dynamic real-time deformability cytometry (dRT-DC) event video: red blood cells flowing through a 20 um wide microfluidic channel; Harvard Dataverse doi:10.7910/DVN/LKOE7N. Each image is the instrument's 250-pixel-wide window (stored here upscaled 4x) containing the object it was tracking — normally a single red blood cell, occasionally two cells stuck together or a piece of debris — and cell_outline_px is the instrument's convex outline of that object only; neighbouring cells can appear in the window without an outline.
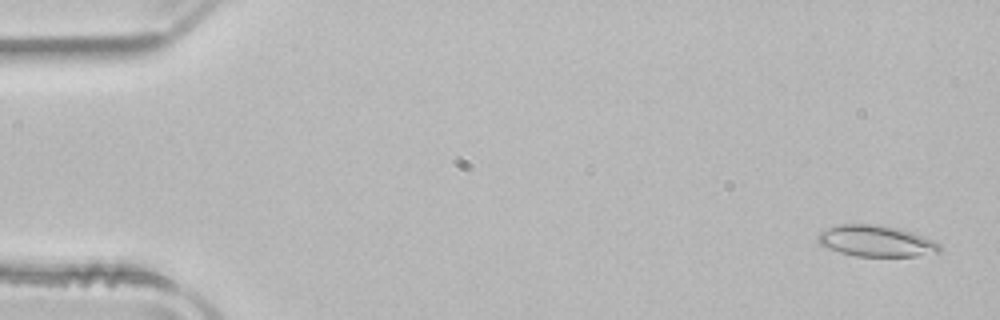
{"species": "common noctule bat (a hibernating species)", "species_latin": "Nyctalus noctula", "temperature_condition": "room temperature", "stored_images_in_passage": 52, "camera_frame_rate_fps": 3000, "um_per_image_px": 0.085, "animal": {"sex": "male", "body_mass_g": 21.5, "forearm_length_mm": 52.0}, "frame": {"image": 1, "passage_image": 2, "time_ms": 0.333, "image_size_px": [1000, 320], "cell_outline_px": [[940, 252], [916, 256], [856, 256], [840, 252], [828, 248], [820, 244], [816, 240], [816, 236], [820, 232], [836, 224], [876, 224], [900, 228], [912, 232], [932, 240], [940, 244]], "centroid_in_image_um": [74.44, 20.48], "position_along_channel_um": 10.6, "area_um2": 22.2}}
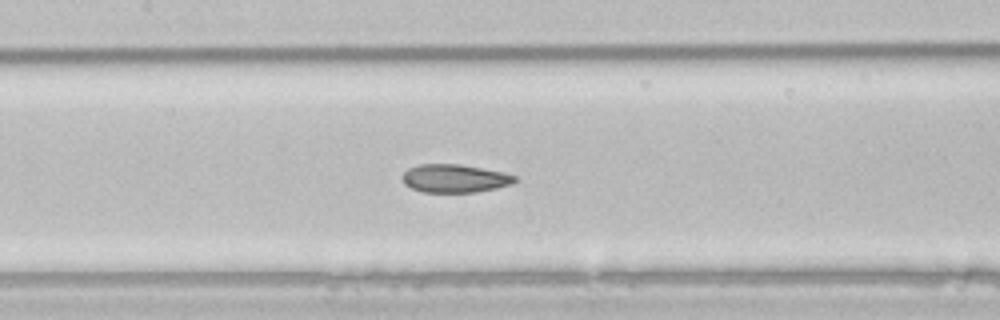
{"frame": {"image": 2, "passage_image": 24, "time_ms": 7.667, "image_size_px": [1000, 320], "cell_outline_px": [[516, 180], [512, 184], [496, 188], [476, 192], [424, 192], [412, 188], [404, 184], [400, 176], [408, 168], [420, 164], [460, 164], [500, 172], [516, 176]], "centroid_in_image_um": [38.6, 15.17], "position_along_channel_um": 168.8, "area_um2": 18.38}}
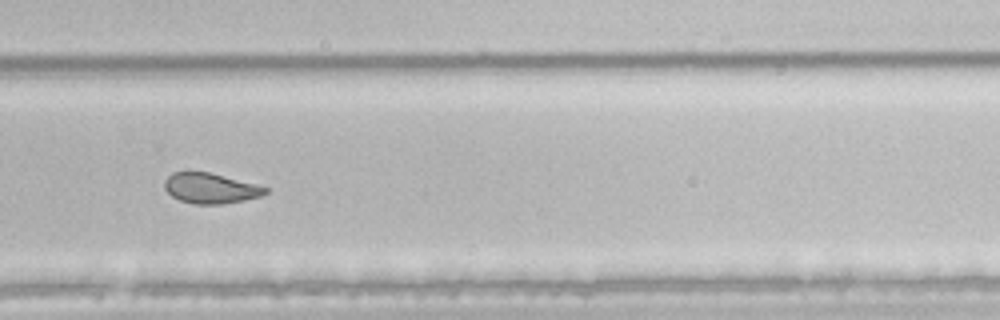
{"frame": {"image": 3, "passage_image": 35, "time_ms": 11.333, "image_size_px": [1000, 320], "cell_outline_px": [[268, 192], [260, 196], [244, 200], [220, 204], [192, 204], [180, 200], [172, 196], [164, 188], [164, 180], [172, 172], [188, 168], [208, 172], [256, 184], [268, 188]], "centroid_in_image_um": [17.82, 15.96], "position_along_channel_um": 312.0, "area_um2": 18.21}, "authors_computed_cell_mechanics": {"area_um2": 20.9236, "velocity_mm_per_s": 3.9265, "shape_relaxation_time_tau1_ms": null, "shape_relaxation_time_tau2_ms": 2.3216, "deformation_change_tau1": null, "deformation_change_tau2": 0.0724}}